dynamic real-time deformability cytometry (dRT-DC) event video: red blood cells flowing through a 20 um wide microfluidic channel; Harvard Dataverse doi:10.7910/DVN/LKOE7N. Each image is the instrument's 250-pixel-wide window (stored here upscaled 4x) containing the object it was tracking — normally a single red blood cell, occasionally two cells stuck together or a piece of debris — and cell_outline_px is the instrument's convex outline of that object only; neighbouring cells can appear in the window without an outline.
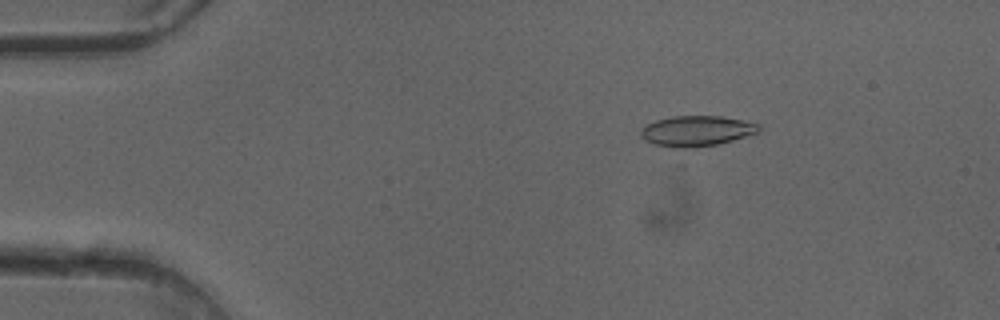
{"species": "common noctule bat (a hibernating species)", "species_latin": "Nyctalus noctula", "temperature_condition": "cold", "stored_images_in_passage": 48, "camera_frame_rate_fps": 3000, "um_per_image_px": 0.085, "animal": {"sex": "female"}, "frame": {"image": 1, "passage_image": 6, "time_ms": 1.667, "image_size_px": [1000, 320], "cell_outline_px": [[760, 132], [732, 140], [716, 144], [692, 148], [676, 148], [652, 144], [644, 140], [640, 136], [640, 128], [656, 120], [672, 116], [720, 116], [760, 124]], "centroid_in_image_um": [59.17, 11.14], "position_along_channel_um": 25.8, "area_um2": 20.98}}
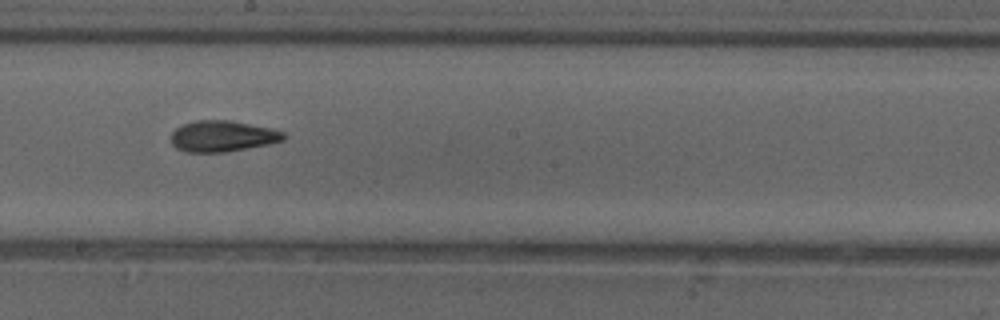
{"frame": {"image": 2, "passage_image": 26, "time_ms": 8.333, "image_size_px": [1000, 320], "cell_outline_px": [[288, 136], [284, 140], [268, 144], [224, 152], [184, 152], [176, 148], [172, 144], [172, 132], [176, 128], [184, 124], [196, 120], [228, 120], [272, 128], [284, 132]], "centroid_in_image_um": [18.93, 11.57], "position_along_channel_um": 229.3, "area_um2": 20.35}}
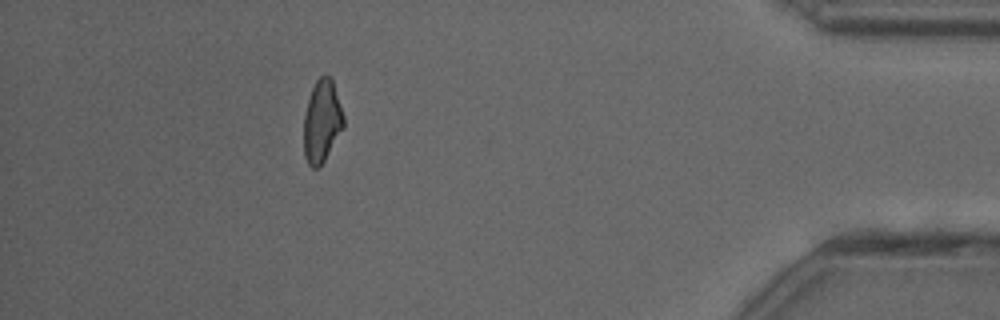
{"frame": {"image": 3, "passage_image": 43, "time_ms": 14.0, "image_size_px": [1000, 320], "cell_outline_px": [[344, 128], [324, 160], [316, 168], [312, 168], [308, 164], [304, 156], [304, 116], [308, 100], [312, 88], [316, 80], [320, 76], [328, 76], [332, 80], [344, 116]], "centroid_in_image_um": [27.36, 10.32], "position_along_channel_um": 407.8, "area_um2": 18.9}, "authors_computed_cell_mechanics": {"area_um2": 20.1144, "velocity_mm_per_s": 4.1036, "shape_relaxation_time_tau1_ms": 8.7123, "shape_relaxation_time_tau2_ms": 3.3891, "deformation_change_tau1": 0.2095, "deformation_change_tau2": 0.1152}}